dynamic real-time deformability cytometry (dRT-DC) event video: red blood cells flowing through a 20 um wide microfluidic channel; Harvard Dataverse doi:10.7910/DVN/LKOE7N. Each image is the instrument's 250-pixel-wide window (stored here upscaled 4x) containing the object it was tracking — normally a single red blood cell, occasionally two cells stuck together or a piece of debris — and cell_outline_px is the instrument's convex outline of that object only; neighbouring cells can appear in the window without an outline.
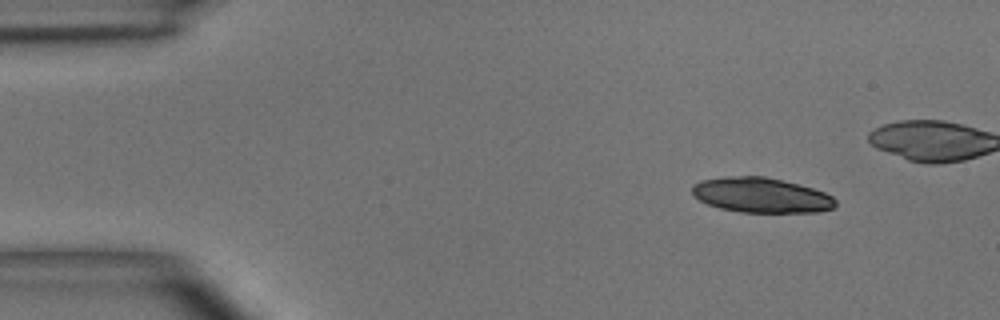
{"species": "common noctule bat (a hibernating species)", "species_latin": "Nyctalus noctula", "temperature_condition": "room temperature", "stored_images_in_passage": 4, "camera_frame_rate_fps": 3000, "um_per_image_px": 0.085, "animal": {"sex": "male", "body_mass_g": 15.6}, "frame": {"image": 1, "passage_image": 1, "time_ms": 0.0, "image_size_px": [1000, 320], "cell_outline_px": [[836, 204], [832, 208], [820, 212], [740, 212], [720, 208], [708, 204], [692, 196], [692, 184], [700, 180], [724, 176], [764, 176], [812, 188], [824, 192], [832, 196], [836, 200]], "centroid_in_image_um": [64.66, 16.59], "position_along_channel_um": 20.3, "area_um2": 29.25}}